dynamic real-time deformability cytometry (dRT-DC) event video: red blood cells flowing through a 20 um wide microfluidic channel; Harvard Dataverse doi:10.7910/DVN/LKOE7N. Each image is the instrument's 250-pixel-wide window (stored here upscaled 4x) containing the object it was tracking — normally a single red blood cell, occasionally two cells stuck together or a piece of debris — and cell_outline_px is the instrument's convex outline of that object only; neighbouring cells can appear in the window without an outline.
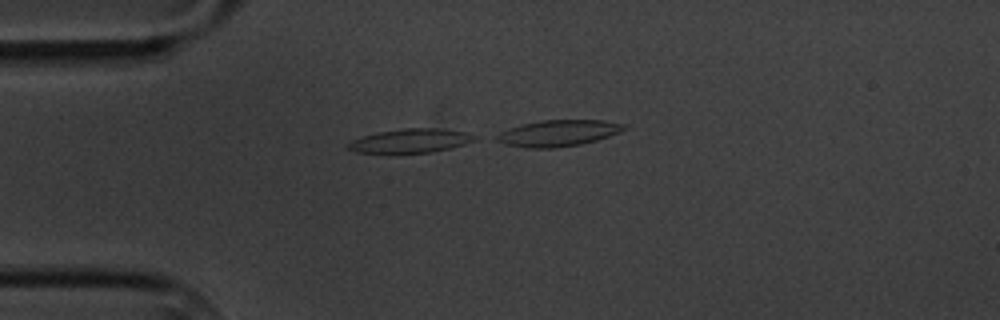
{"species": "common noctule bat (a hibernating species)", "species_latin": "Nyctalus noctula", "temperature_condition": "cold", "stored_images_in_passage": 2, "camera_frame_rate_fps": 3000, "um_per_image_px": 0.085, "animal": {"sex": "male", "body_mass_g": 20.1, "forearm_length_mm": 53.5}, "frame": {"image": 1, "passage_image": 2, "time_ms": 2.0, "image_size_px": [1000, 320], "cell_outline_px": [[476, 140], [452, 148], [432, 152], [356, 152], [348, 148], [344, 144], [352, 140], [364, 136], [380, 132], [404, 128], [444, 128], [464, 132], [476, 136]], "centroid_in_image_um": [34.92, 11.95], "position_along_channel_um": 50.1, "area_um2": 17.4}}